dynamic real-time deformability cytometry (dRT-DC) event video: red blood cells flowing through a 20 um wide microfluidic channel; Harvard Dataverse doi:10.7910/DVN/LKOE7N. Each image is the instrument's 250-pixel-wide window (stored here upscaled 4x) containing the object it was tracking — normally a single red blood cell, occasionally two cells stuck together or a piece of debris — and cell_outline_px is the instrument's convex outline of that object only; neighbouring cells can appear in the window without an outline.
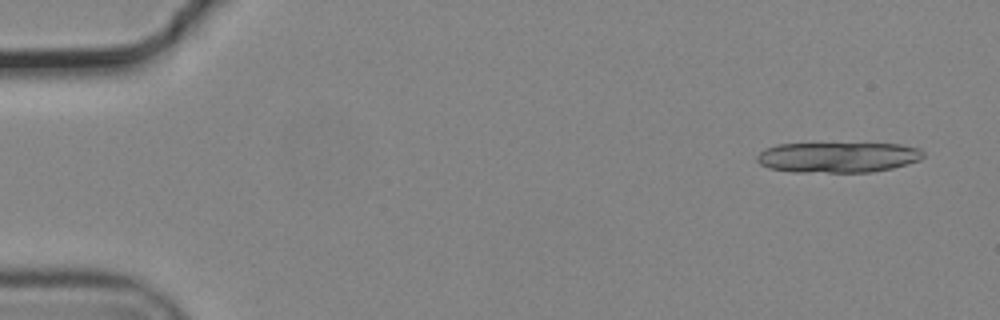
{"species": "common noctule bat (a hibernating species)", "species_latin": "Nyctalus noctula", "temperature_condition": "cold", "stored_images_in_passage": 50, "camera_frame_rate_fps": 3000, "um_per_image_px": 0.085, "animal": {"sex": "male", "body_mass_g": 19.2, "forearm_length_mm": 51.8}, "frame": {"image": 1, "passage_image": 1, "time_ms": 0.0, "image_size_px": [1000, 320], "cell_outline_px": [[924, 156], [920, 160], [908, 164], [892, 168], [872, 172], [796, 172], [768, 168], [760, 164], [756, 160], [756, 156], [760, 152], [768, 148], [780, 144], [900, 144], [920, 148], [924, 152]], "centroid_in_image_um": [71.25, 13.37], "position_along_channel_um": 13.7, "area_um2": 29.42}}